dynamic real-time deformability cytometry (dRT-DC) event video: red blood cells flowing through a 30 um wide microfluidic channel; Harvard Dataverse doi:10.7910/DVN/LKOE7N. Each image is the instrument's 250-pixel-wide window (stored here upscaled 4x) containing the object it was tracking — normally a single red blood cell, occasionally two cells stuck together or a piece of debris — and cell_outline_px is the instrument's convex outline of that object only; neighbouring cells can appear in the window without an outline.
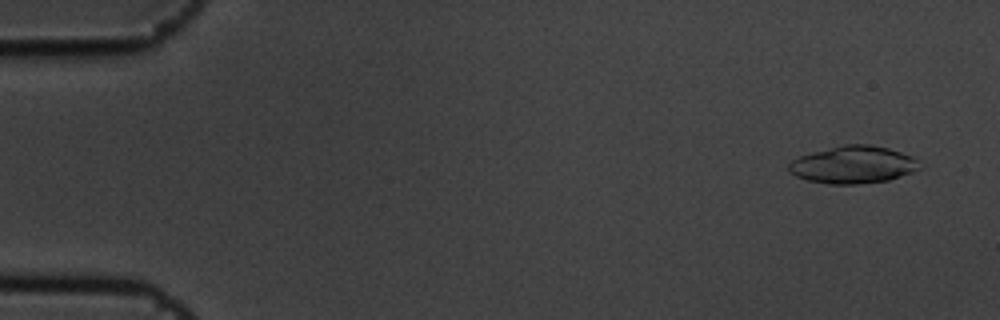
{"species": "common noctule bat (a hibernating species)", "species_latin": "Nyctalus noctula", "temperature_condition": "cold", "stored_images_in_passage": 4, "camera_frame_rate_fps": 3000, "um_per_image_px": 0.085, "animal": {"sex": "male", "body_mass_g": 19.5, "forearm_length_mm": 54.6}, "frame": {"image": 1, "passage_image": 1, "time_ms": 0.0, "image_size_px": [1000, 320], "cell_outline_px": [[920, 168], [912, 172], [888, 180], [856, 184], [828, 184], [808, 180], [796, 176], [788, 172], [788, 164], [792, 160], [800, 156], [812, 152], [844, 144], [868, 144], [888, 148], [912, 156], [916, 160]], "centroid_in_image_um": [72.48, 14.0], "position_along_channel_um": 12.5, "area_um2": 28.32}}